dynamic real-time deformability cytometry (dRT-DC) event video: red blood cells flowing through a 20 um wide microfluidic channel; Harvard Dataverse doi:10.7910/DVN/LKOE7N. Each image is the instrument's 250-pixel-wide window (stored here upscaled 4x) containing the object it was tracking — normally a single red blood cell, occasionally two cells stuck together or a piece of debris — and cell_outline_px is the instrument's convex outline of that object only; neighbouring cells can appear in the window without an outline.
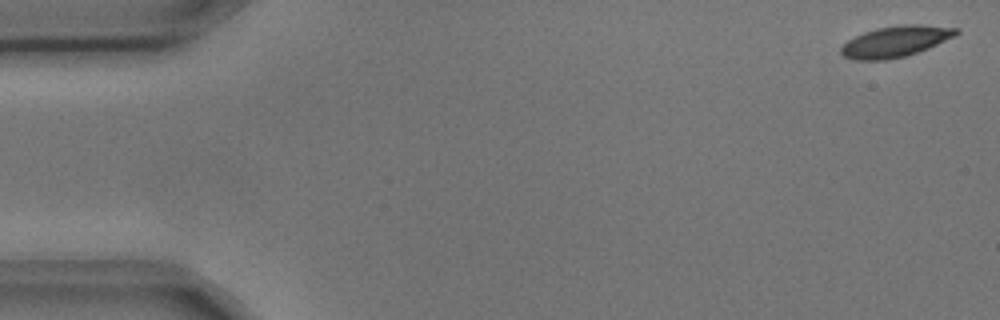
{"species": "common noctule bat (a hibernating species)", "species_latin": "Nyctalus noctula", "temperature_condition": "cold", "stored_images_in_passage": 5, "camera_frame_rate_fps": 3000, "um_per_image_px": 0.085, "animal": {"sex": "male", "body_mass_g": 17.9, "forearm_length_mm": 54.2}, "frame": {"image": 1, "passage_image": 1, "time_ms": 0.0, "image_size_px": [1000, 320], "cell_outline_px": [[960, 32], [956, 36], [928, 48], [904, 56], [884, 60], [856, 60], [844, 56], [840, 52], [840, 48], [848, 40], [864, 32], [876, 28], [904, 24], [920, 24], [960, 28]], "centroid_in_image_um": [76.15, 3.51], "position_along_channel_um": 8.8, "area_um2": 20.75}}
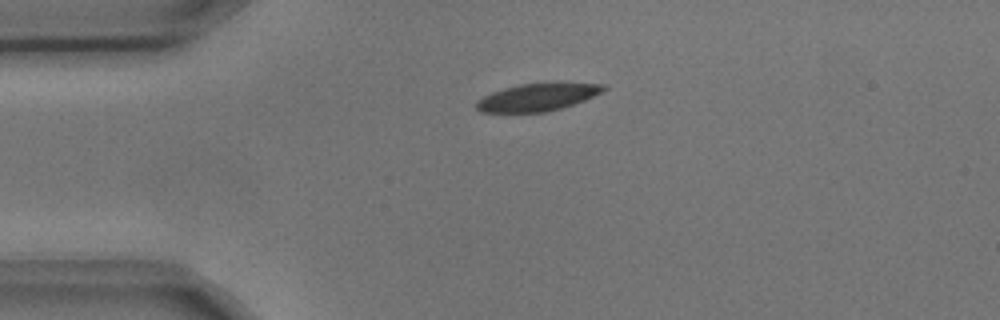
{"frame": {"image": 2, "passage_image": 4, "time_ms": 1.0, "image_size_px": [1000, 320], "cell_outline_px": [[608, 88], [584, 100], [560, 108], [544, 112], [480, 112], [476, 108], [476, 100], [492, 92], [504, 88], [520, 84], [560, 80], [604, 84]], "centroid_in_image_um": [45.73, 8.21], "position_along_channel_um": 39.3, "area_um2": 20.92}}